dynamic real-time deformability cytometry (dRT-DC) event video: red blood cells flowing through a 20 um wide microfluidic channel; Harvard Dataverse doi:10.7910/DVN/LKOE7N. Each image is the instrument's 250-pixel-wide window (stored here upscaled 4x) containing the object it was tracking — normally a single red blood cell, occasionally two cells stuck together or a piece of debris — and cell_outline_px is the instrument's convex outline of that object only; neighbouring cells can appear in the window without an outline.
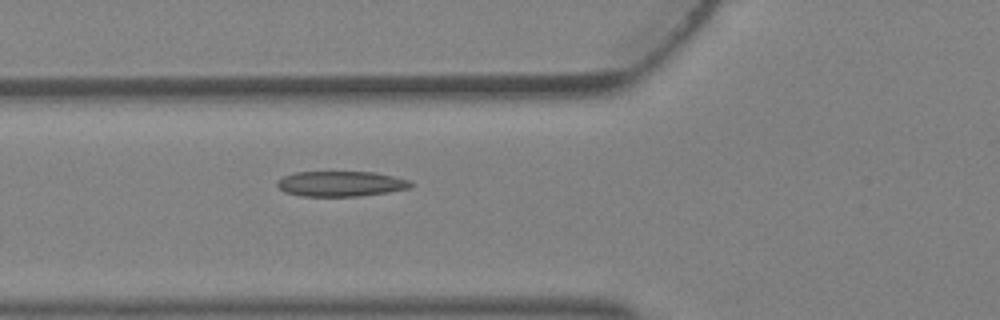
{"species": "Egyptian fruit bat (a non-hibernating species)", "species_latin": "Rousettus aegyptiacus", "temperature_condition": "warm", "stored_images_in_passage": 6, "camera_frame_rate_fps": 3000, "um_per_image_px": 0.085, "animal": {"sex": "female"}, "frame": {"image": 1, "passage_image": 6, "time_ms": 1.667, "image_size_px": [1000, 320], "cell_outline_px": [[416, 184], [408, 188], [388, 192], [356, 196], [304, 196], [284, 192], [276, 184], [276, 180], [284, 176], [296, 172], [372, 172], [392, 176], [408, 180]], "centroid_in_image_um": [28.95, 15.62], "position_along_channel_um": 96.9, "area_um2": 19.54}}